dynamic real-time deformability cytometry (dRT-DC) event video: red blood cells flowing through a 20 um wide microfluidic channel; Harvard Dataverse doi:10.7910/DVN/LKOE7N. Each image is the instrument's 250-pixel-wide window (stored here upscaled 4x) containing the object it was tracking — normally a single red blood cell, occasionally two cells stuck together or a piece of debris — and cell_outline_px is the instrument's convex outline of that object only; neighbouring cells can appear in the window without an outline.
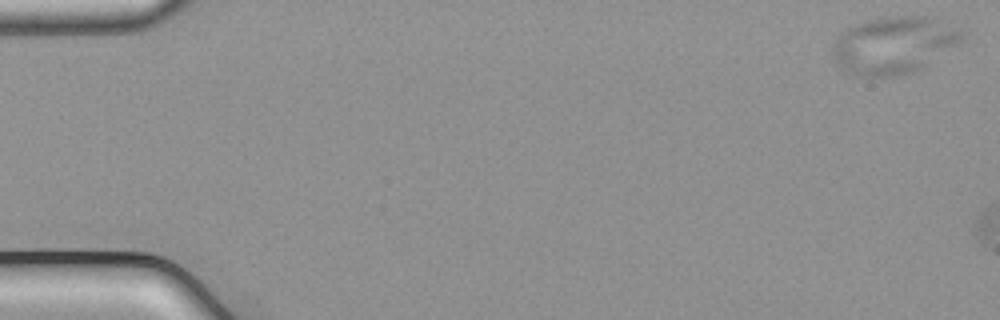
{"species": "common noctule bat (a hibernating species)", "species_latin": "Nyctalus noctula", "temperature_condition": "cold", "stored_images_in_passage": 9, "camera_frame_rate_fps": 3000, "um_per_image_px": 0.085, "animal": {"sex": "male", "body_mass_g": 21.5, "forearm_length_mm": 52.0}, "frame": {"image": 1, "passage_image": 1, "time_ms": 0.0, "image_size_px": [1000, 320], "cell_outline_px": [[964, 36], [956, 44], [920, 68], [908, 72], [892, 76], [860, 76], [840, 68], [832, 52], [832, 44], [840, 32], [856, 24], [868, 20], [888, 16], [924, 16], [936, 20], [960, 32]], "centroid_in_image_um": [75.86, 3.83], "position_along_channel_um": 9.1, "area_um2": 41.79}}